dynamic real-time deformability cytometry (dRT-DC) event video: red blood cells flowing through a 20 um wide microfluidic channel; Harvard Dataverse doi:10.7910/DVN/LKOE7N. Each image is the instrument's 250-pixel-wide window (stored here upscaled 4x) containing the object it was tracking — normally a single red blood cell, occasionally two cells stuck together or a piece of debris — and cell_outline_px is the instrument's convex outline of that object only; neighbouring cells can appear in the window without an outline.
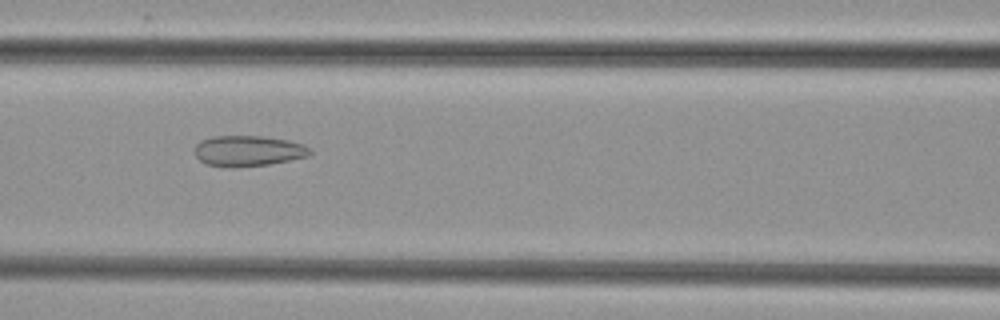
{"species": "common noctule bat (a hibernating species)", "species_latin": "Nyctalus noctula", "temperature_condition": "cold", "stored_images_in_passage": 52, "camera_frame_rate_fps": 3000, "um_per_image_px": 0.085, "animal": {"sex": "female", "body_mass_g": 29.2, "forearm_length_mm": 56.3}, "frame": {"image": 1, "passage_image": 23, "time_ms": 7.333, "image_size_px": [1000, 320], "cell_outline_px": [[312, 152], [308, 156], [268, 164], [236, 168], [232, 168], [208, 164], [200, 160], [196, 156], [196, 144], [200, 140], [212, 136], [260, 136], [288, 140], [304, 144], [312, 148]], "centroid_in_image_um": [21.11, 12.82], "position_along_channel_um": 145.5, "area_um2": 20.63}}
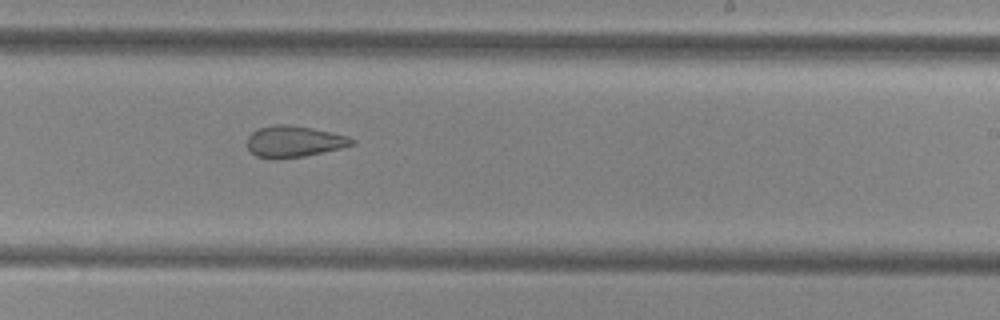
{"frame": {"image": 2, "passage_image": 32, "time_ms": 10.333, "image_size_px": [1000, 320], "cell_outline_px": [[356, 144], [340, 148], [304, 156], [256, 156], [248, 148], [248, 136], [252, 132], [260, 128], [276, 124], [288, 124], [312, 128], [348, 136], [356, 140]], "centroid_in_image_um": [25.05, 11.98], "position_along_channel_um": 264.0, "area_um2": 18.44}}
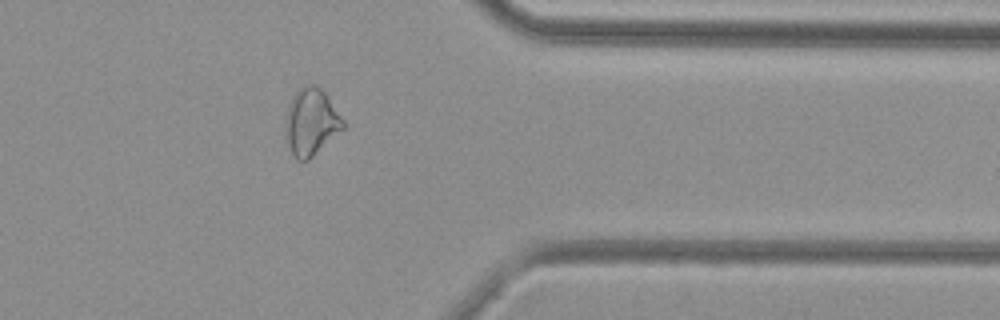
{"frame": {"image": 3, "passage_image": 42, "time_ms": 13.667, "image_size_px": [1000, 320], "cell_outline_px": [[344, 128], [308, 160], [296, 160], [292, 156], [288, 144], [284, 128], [288, 108], [292, 96], [304, 84], [316, 84], [328, 96], [344, 120]], "centroid_in_image_um": [26.43, 10.36], "position_along_channel_um": 385.0, "area_um2": 22.43}}